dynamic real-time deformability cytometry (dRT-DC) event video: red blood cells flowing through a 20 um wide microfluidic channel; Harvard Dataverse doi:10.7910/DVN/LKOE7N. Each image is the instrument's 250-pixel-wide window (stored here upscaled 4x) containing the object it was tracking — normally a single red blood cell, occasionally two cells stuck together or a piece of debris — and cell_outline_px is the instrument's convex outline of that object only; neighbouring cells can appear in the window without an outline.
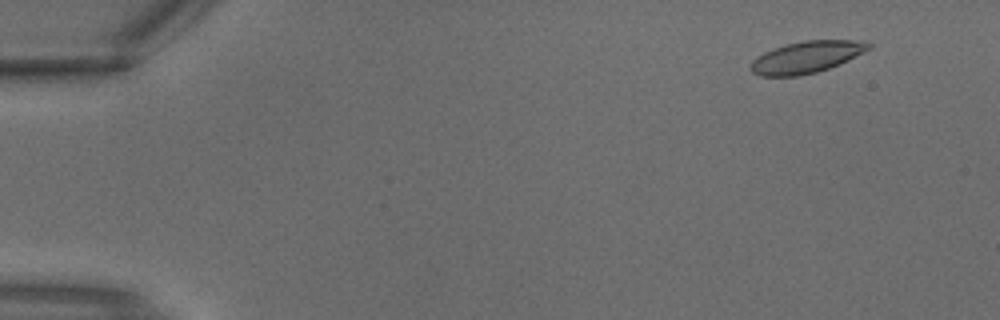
{"species": "common noctule bat (a hibernating species)", "species_latin": "Nyctalus noctula", "temperature_condition": "warm", "stored_images_in_passage": 3, "camera_frame_rate_fps": 3000, "um_per_image_px": 0.085, "animal": {"sex": "male", "body_mass_g": 18.8}, "frame": {"image": 1, "passage_image": 1, "time_ms": 0.0, "image_size_px": [1000, 320], "cell_outline_px": [[872, 48], [848, 60], [828, 68], [816, 72], [800, 76], [760, 76], [752, 72], [748, 68], [752, 60], [756, 56], [764, 52], [784, 44], [804, 40], [868, 40], [872, 44]], "centroid_in_image_um": [68.55, 4.84], "position_along_channel_um": 16.5, "area_um2": 22.14}}
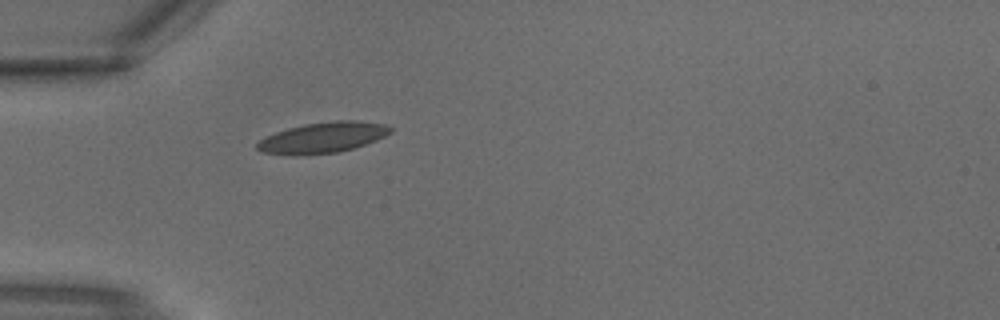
{"frame": {"image": 2, "passage_image": 3, "time_ms": 0.667, "image_size_px": [1000, 320], "cell_outline_px": [[392, 132], [376, 140], [340, 152], [296, 156], [292, 156], [260, 152], [256, 148], [256, 144], [260, 140], [276, 132], [288, 128], [304, 124], [336, 120], [356, 120], [384, 124], [392, 128]], "centroid_in_image_um": [27.41, 11.7], "position_along_channel_um": 57.6, "area_um2": 23.93}}